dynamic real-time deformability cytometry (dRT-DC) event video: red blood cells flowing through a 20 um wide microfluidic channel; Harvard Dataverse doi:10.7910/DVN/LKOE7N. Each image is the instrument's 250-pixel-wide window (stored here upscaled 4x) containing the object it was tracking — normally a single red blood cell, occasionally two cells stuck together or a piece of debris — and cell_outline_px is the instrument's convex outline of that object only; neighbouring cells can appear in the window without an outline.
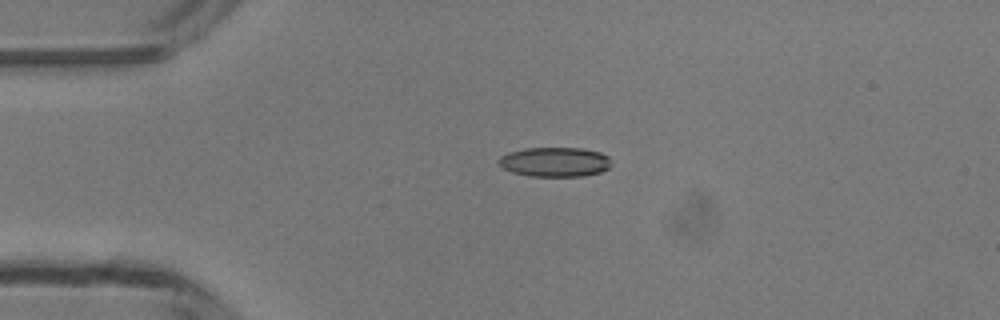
{"species": "common noctule bat (a hibernating species)", "species_latin": "Nyctalus noctula", "temperature_condition": "room temperature", "stored_images_in_passage": 39, "camera_frame_rate_fps": 3000, "um_per_image_px": 0.085, "animal": {"sex": "male", "body_mass_g": 13.3}, "frame": {"image": 1, "passage_image": 1, "time_ms": 0.0, "image_size_px": [1000, 320], "cell_outline_px": [[612, 164], [608, 168], [600, 172], [584, 176], [528, 176], [512, 172], [504, 168], [496, 160], [500, 156], [508, 152], [524, 148], [580, 148], [600, 152], [608, 156]], "centroid_in_image_um": [47.15, 13.76], "position_along_channel_um": 37.8, "area_um2": 19.48}}
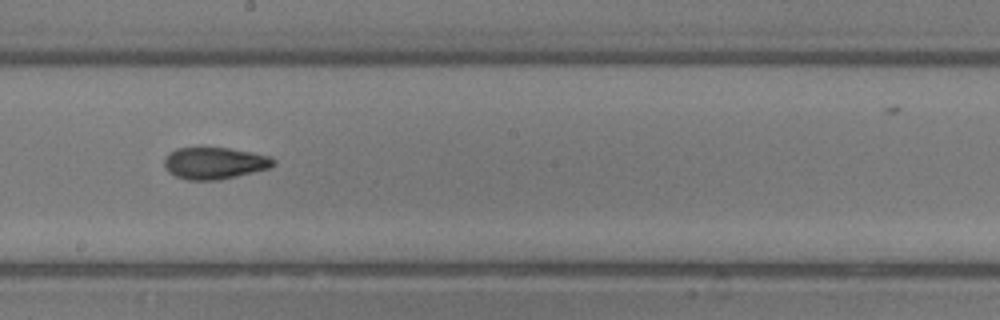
{"frame": {"image": 2, "passage_image": 17, "time_ms": 5.333, "image_size_px": [1000, 320], "cell_outline_px": [[276, 164], [272, 168], [220, 180], [188, 180], [176, 176], [168, 172], [164, 168], [164, 156], [168, 152], [176, 148], [228, 148], [252, 152], [268, 156], [276, 160]], "centroid_in_image_um": [18.23, 13.87], "position_along_channel_um": 230.0, "area_um2": 20.52}}
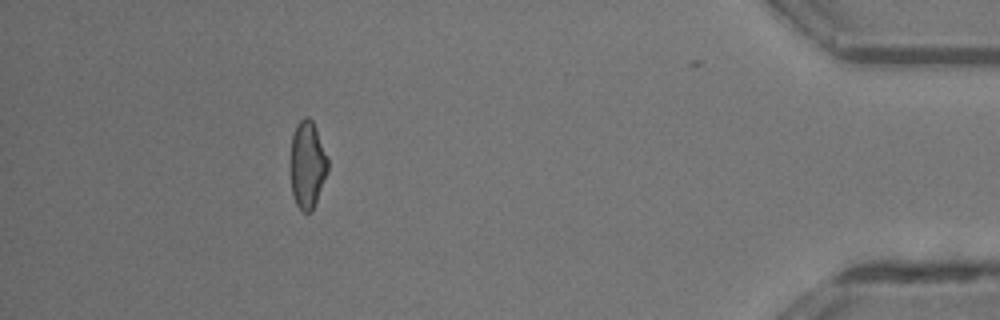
{"frame": {"image": 3, "passage_image": 34, "time_ms": 11.0, "image_size_px": [1000, 320], "cell_outline_px": [[328, 172], [312, 212], [304, 212], [296, 204], [292, 196], [292, 136], [296, 124], [304, 116], [308, 116], [312, 120], [316, 128], [328, 160]], "centroid_in_image_um": [26.15, 14.0], "position_along_channel_um": 409.1, "area_um2": 18.73}, "authors_computed_cell_mechanics": {"area_um2": 19.9988, "velocity_mm_per_s": 4.199, "shape_relaxation_time_tau1_ms": null, "shape_relaxation_time_tau2_ms": 2.4418, "deformation_change_tau1": null, "deformation_change_tau2": 0.0784}}